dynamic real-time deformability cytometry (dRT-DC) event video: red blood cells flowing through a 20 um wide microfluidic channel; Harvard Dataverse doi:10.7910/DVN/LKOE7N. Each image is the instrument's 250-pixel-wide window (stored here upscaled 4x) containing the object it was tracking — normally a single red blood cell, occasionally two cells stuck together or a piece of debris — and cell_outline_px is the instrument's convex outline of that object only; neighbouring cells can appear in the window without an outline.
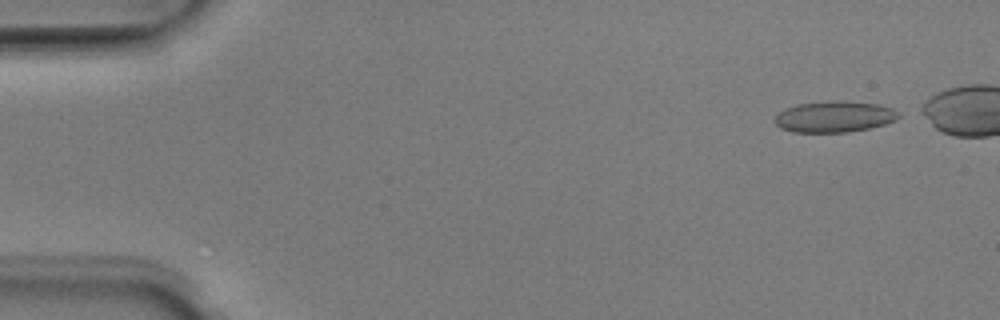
{"species": "Egyptian fruit bat (a non-hibernating species)", "species_latin": "Rousettus aegyptiacus", "temperature_condition": "room temperature", "stored_images_in_passage": 39, "camera_frame_rate_fps": 3000, "um_per_image_px": 0.085, "animal": {"sex": "male"}, "frame": {"image": 1, "passage_image": 1, "time_ms": 0.0, "image_size_px": [1000, 320], "cell_outline_px": [[900, 116], [896, 120], [884, 124], [868, 128], [848, 132], [792, 132], [780, 128], [776, 124], [776, 116], [780, 112], [796, 104], [836, 100], [840, 100], [880, 104], [892, 108], [900, 112]], "centroid_in_image_um": [70.96, 9.91], "position_along_channel_um": 14.0, "area_um2": 22.48}}
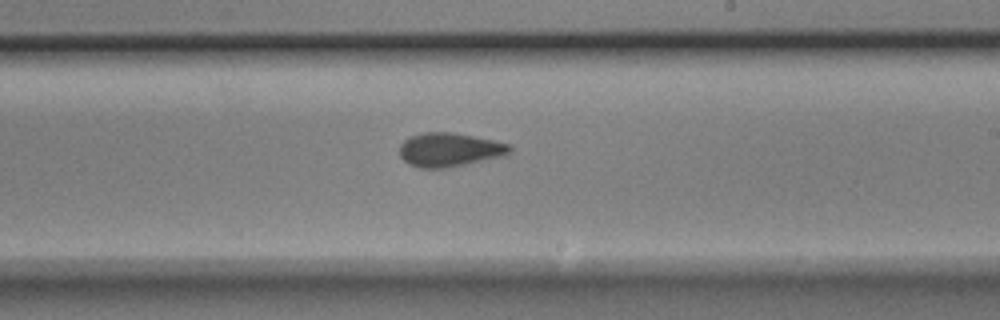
{"frame": {"image": 2, "passage_image": 27, "time_ms": 8.667, "image_size_px": [1000, 320], "cell_outline_px": [[512, 148], [508, 152], [500, 156], [464, 164], [444, 168], [420, 168], [408, 164], [400, 156], [400, 144], [408, 136], [420, 132], [452, 132], [512, 144]], "centroid_in_image_um": [38.14, 12.71], "position_along_channel_um": 250.9, "area_um2": 21.56}}
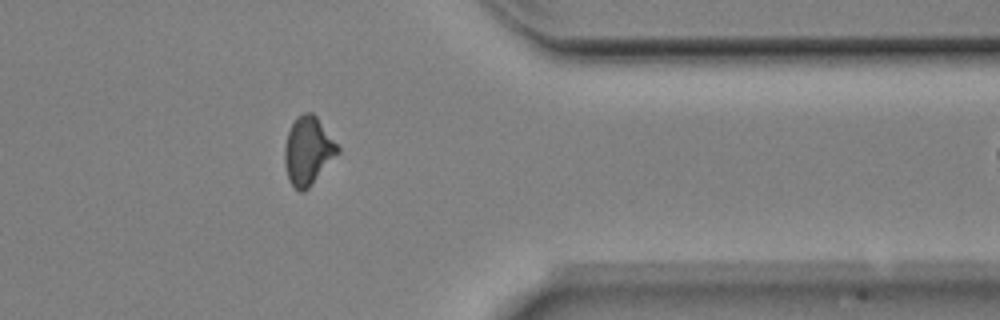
{"frame": {"image": 3, "passage_image": 38, "time_ms": 12.333, "image_size_px": [1000, 320], "cell_outline_px": [[340, 152], [308, 188], [304, 192], [300, 192], [288, 180], [284, 164], [284, 148], [288, 132], [292, 124], [304, 112], [312, 112], [316, 116], [340, 148]], "centroid_in_image_um": [26.18, 12.84], "position_along_channel_um": 385.2, "area_um2": 20.81}}